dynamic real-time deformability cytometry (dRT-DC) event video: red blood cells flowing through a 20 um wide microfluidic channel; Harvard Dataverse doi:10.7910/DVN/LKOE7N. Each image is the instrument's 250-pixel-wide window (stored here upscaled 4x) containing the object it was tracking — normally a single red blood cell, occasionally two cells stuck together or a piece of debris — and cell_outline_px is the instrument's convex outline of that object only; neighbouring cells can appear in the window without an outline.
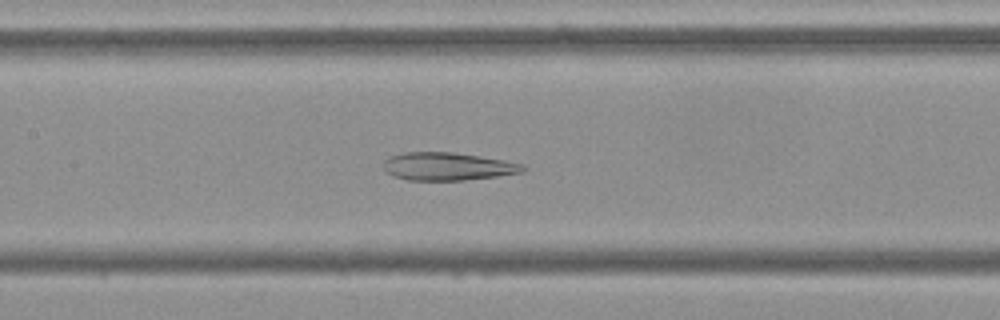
{"species": "Egyptian fruit bat (a non-hibernating species)", "species_latin": "Rousettus aegyptiacus", "temperature_condition": "cold", "stored_images_in_passage": 53, "camera_frame_rate_fps": 3000, "um_per_image_px": 0.085, "frame": {"image": 1, "passage_image": 24, "time_ms": 7.667, "image_size_px": [1000, 320], "cell_outline_px": [[528, 168], [524, 172], [496, 176], [464, 180], [408, 180], [392, 176], [384, 172], [384, 160], [388, 156], [404, 152], [452, 152], [504, 160], [524, 164]], "centroid_in_image_um": [38.03, 14.14], "position_along_channel_um": 169.4, "area_um2": 22.83}}
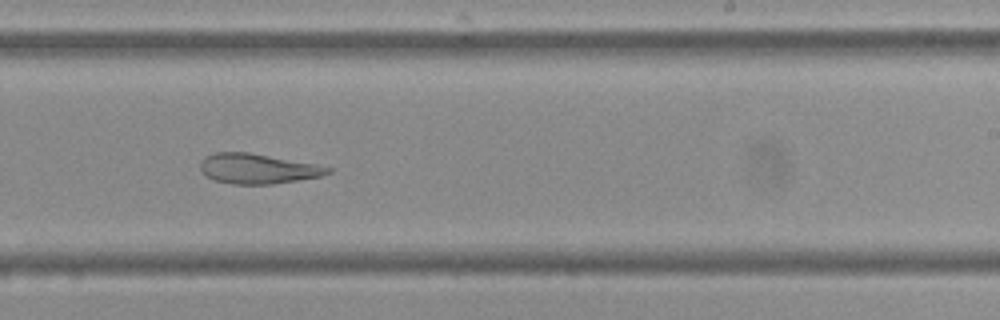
{"frame": {"image": 2, "passage_image": 32, "time_ms": 10.333, "image_size_px": [1000, 320], "cell_outline_px": [[332, 172], [320, 176], [272, 184], [232, 184], [212, 180], [200, 172], [200, 160], [204, 156], [216, 152], [248, 152], [316, 164], [332, 168]], "centroid_in_image_um": [21.84, 14.33], "position_along_channel_um": 267.2, "area_um2": 22.37}}
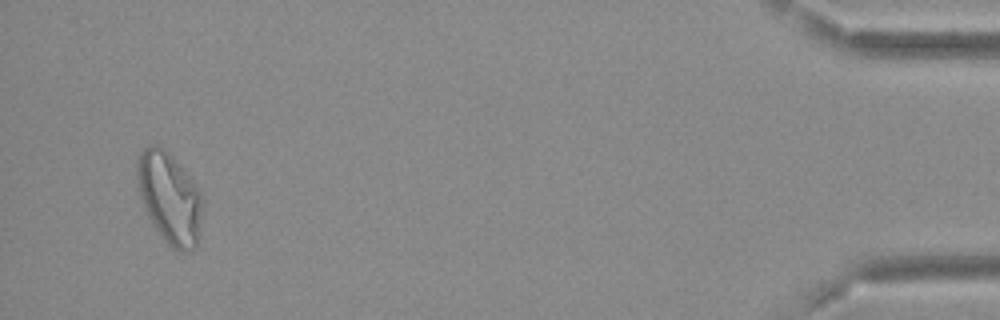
{"frame": {"image": 3, "passage_image": 51, "time_ms": 16.667, "image_size_px": [1000, 320], "cell_outline_px": [[204, 204], [200, 232], [196, 244], [192, 248], [184, 252], [180, 252], [172, 248], [164, 240], [152, 224], [148, 216], [140, 196], [136, 180], [136, 164], [140, 152], [148, 144], [156, 144], [168, 152], [172, 156], [204, 192]], "centroid_in_image_um": [14.44, 16.81], "position_along_channel_um": 420.8, "area_um2": 35.43}, "authors_computed_cell_mechanics": {"area_um2": 29.5936, "velocity_mm_per_s": 3.6752, "shape_relaxation_time_tau1_ms": null, "shape_relaxation_time_tau2_ms": 3.354, "deformation_change_tau1": null, "deformation_change_tau2": 0.11}}